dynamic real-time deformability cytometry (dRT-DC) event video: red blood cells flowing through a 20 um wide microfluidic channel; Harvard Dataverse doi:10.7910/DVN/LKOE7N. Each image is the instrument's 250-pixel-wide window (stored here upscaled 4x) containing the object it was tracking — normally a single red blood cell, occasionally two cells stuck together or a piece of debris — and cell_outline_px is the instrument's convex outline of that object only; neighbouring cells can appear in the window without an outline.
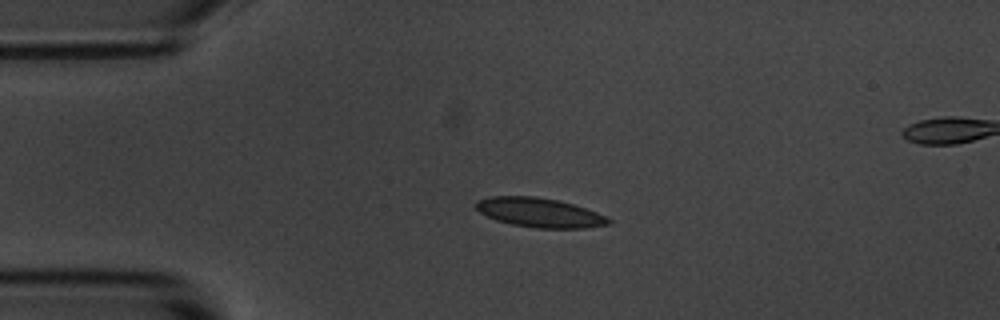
{"species": "common noctule bat (a hibernating species)", "species_latin": "Nyctalus noctula", "temperature_condition": "room temperature", "stored_images_in_passage": 45, "segment_of_instrument_passage": [1, 2], "camera_frame_rate_fps": 3000, "um_per_image_px": 0.085, "animal": {"sex": "male", "body_mass_g": 20.1, "forearm_length_mm": 53.5}, "frame": {"image": 1, "passage_image": 1, "time_ms": 0.0, "image_size_px": [1000, 320], "cell_outline_px": [[612, 224], [584, 228], [536, 228], [512, 224], [496, 220], [480, 212], [476, 208], [476, 200], [492, 196], [536, 196], [556, 200], [572, 204], [608, 216], [612, 220]], "centroid_in_image_um": [45.89, 18.07], "position_along_channel_um": 39.1, "area_um2": 22.6}}
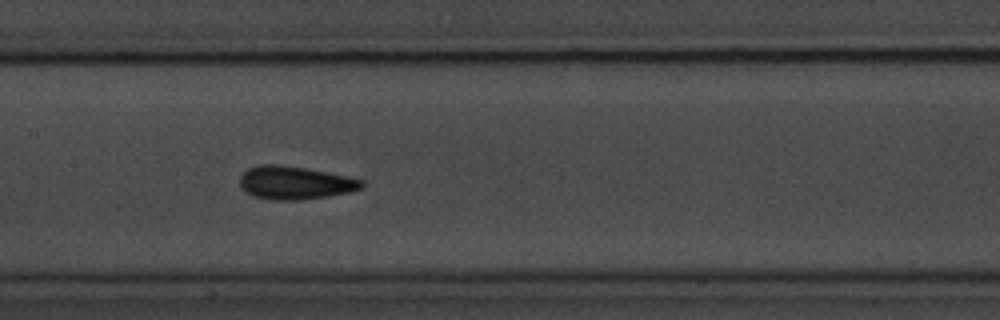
{"frame": {"image": 2, "passage_image": 15, "time_ms": 4.667, "image_size_px": [1000, 320], "cell_outline_px": [[364, 188], [348, 192], [328, 196], [300, 200], [272, 200], [252, 196], [240, 188], [240, 176], [248, 168], [256, 164], [276, 164], [304, 168], [348, 176], [364, 180]], "centroid_in_image_um": [25.05, 15.54], "position_along_channel_um": 182.3, "area_um2": 23.7}}
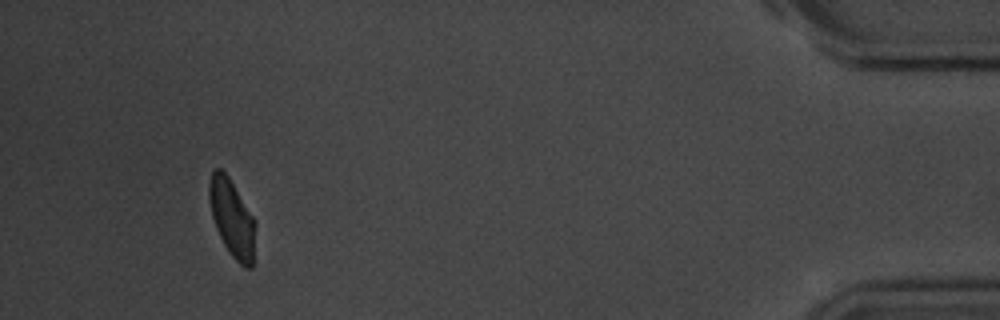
{"frame": {"image": 3, "passage_image": 40, "time_ms": 13.0, "image_size_px": [1000, 320], "cell_outline_px": [[256, 224], [252, 268], [244, 268], [228, 252], [216, 228], [212, 216], [208, 196], [208, 184], [212, 172], [216, 168], [220, 168], [228, 176], [256, 220]], "centroid_in_image_um": [19.73, 18.55], "position_along_channel_um": 415.5, "area_um2": 20.92}}